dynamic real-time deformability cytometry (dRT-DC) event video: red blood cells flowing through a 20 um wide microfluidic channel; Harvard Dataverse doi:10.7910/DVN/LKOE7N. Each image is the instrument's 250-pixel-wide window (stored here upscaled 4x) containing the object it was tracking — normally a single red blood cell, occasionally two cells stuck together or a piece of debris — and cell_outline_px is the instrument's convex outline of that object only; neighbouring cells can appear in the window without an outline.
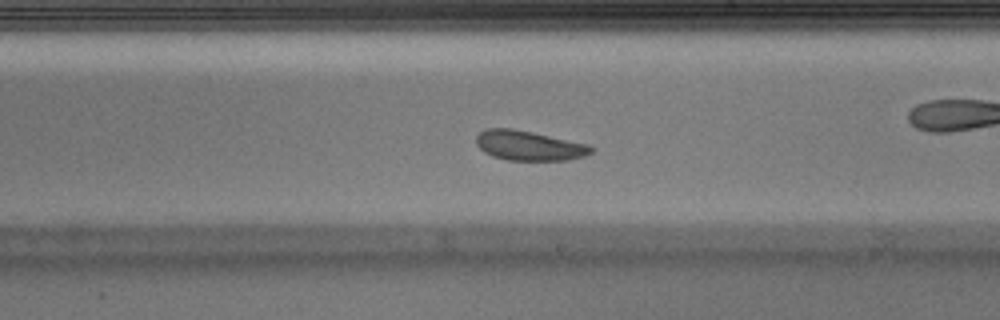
{"species": "Egyptian fruit bat (a non-hibernating species)", "species_latin": "Rousettus aegyptiacus", "temperature_condition": "warm", "stored_images_in_passage": 53, "camera_frame_rate_fps": 3000, "um_per_image_px": 0.085, "animal": {"sex": "male"}, "frame": {"image": 1, "passage_image": 31, "time_ms": 10.0, "image_size_px": [1000, 320], "cell_outline_px": [[596, 148], [592, 152], [584, 156], [568, 160], [508, 160], [492, 156], [484, 152], [476, 144], [476, 136], [484, 128], [512, 128], [532, 132], [588, 144]], "centroid_in_image_um": [44.96, 12.37], "position_along_channel_um": 244.0, "area_um2": 20.0}, "authors_computed_cell_mechanics": {"area_um2": 20.7502, "velocity_mm_per_s": 3.9367, "shape_relaxation_time_tau1_ms": 5.3929, "shape_relaxation_time_tau2_ms": 4.5506, "deformation_change_tau1": 0.1064, "deformation_change_tau2": 0.0897}}